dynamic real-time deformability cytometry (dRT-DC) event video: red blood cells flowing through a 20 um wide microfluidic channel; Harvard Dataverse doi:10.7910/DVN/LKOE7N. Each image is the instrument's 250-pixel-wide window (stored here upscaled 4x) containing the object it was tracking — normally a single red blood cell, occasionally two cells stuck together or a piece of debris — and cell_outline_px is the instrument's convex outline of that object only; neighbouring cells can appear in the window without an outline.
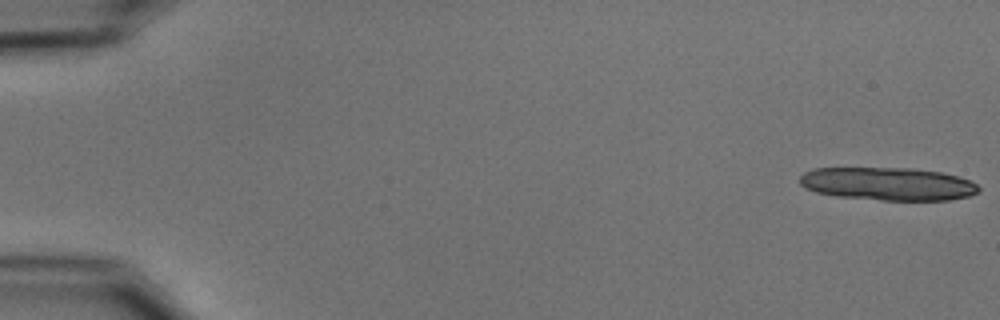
{"species": "common noctule bat (a hibernating species)", "species_latin": "Nyctalus noctula", "temperature_condition": "cold", "stored_images_in_passage": 15, "camera_frame_rate_fps": 3000, "um_per_image_px": 0.085, "animal": {"sex": "male", "body_mass_g": 15.6}, "frame": {"image": 1, "passage_image": 1, "time_ms": 0.0, "image_size_px": [1000, 320], "cell_outline_px": [[980, 192], [968, 196], [948, 200], [880, 200], [836, 196], [816, 192], [804, 188], [800, 184], [800, 176], [804, 172], [812, 168], [912, 168], [940, 172], [956, 176], [968, 180], [976, 184], [980, 188]], "centroid_in_image_um": [75.44, 15.63], "position_along_channel_um": 9.6, "area_um2": 34.45}}